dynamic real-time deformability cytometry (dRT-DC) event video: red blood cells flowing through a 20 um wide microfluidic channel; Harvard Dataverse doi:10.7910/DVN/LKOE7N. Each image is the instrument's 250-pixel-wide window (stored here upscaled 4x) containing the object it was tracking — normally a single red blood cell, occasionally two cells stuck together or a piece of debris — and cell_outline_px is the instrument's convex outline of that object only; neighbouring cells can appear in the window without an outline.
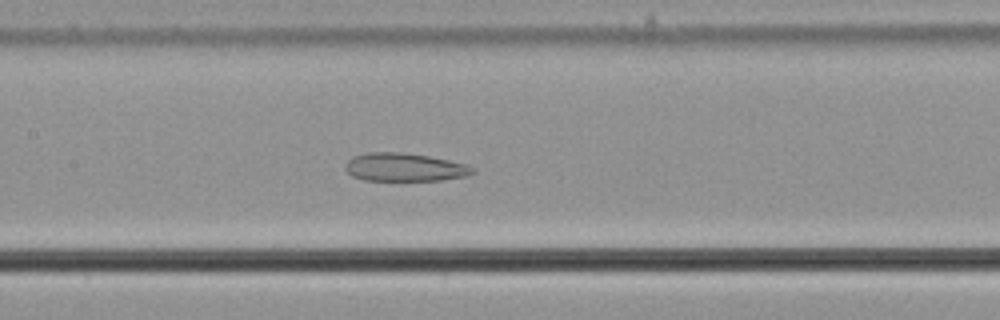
{"species": "common noctule bat (a hibernating species)", "species_latin": "Nyctalus noctula", "temperature_condition": "cold", "stored_images_in_passage": 57, "camera_frame_rate_fps": 3000, "um_per_image_px": 0.085, "animal": {"sex": "male", "body_mass_g": 21.5, "forearm_length_mm": 52.0}, "frame": {"image": 1, "passage_image": 28, "time_ms": 9.0, "image_size_px": [1000, 320], "cell_outline_px": [[476, 172], [468, 176], [440, 180], [364, 180], [352, 176], [344, 168], [348, 160], [352, 156], [368, 152], [400, 152], [428, 156], [468, 164], [476, 168]], "centroid_in_image_um": [34.42, 14.21], "position_along_channel_um": 173.0, "area_um2": 21.04}}
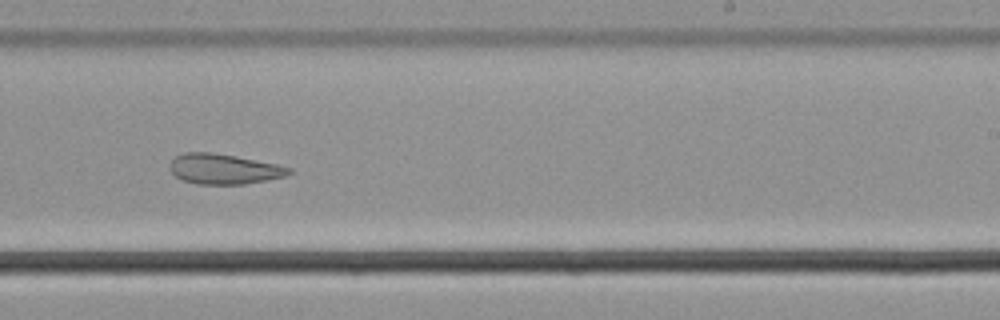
{"frame": {"image": 2, "passage_image": 36, "time_ms": 11.667, "image_size_px": [1000, 320], "cell_outline_px": [[292, 172], [284, 176], [268, 180], [244, 184], [196, 184], [184, 180], [176, 176], [172, 172], [172, 160], [176, 156], [184, 152], [212, 152], [236, 156], [276, 164], [292, 168]], "centroid_in_image_um": [19.06, 14.36], "position_along_channel_um": 269.9, "area_um2": 20.75}}
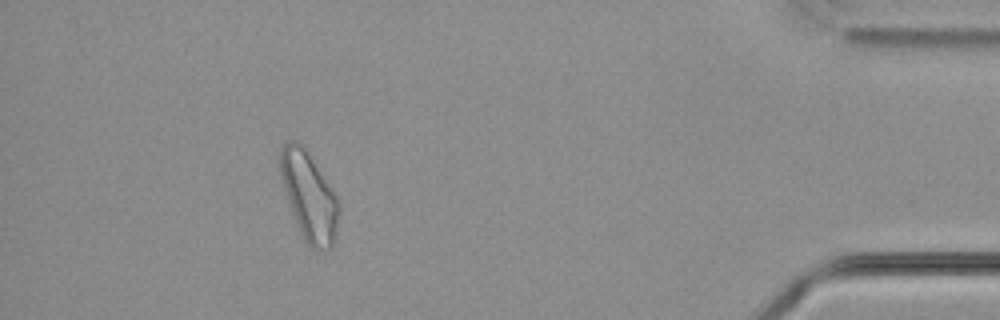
{"frame": {"image": 3, "passage_image": 52, "time_ms": 17.0, "image_size_px": [1000, 320], "cell_outline_px": [[340, 212], [336, 232], [332, 248], [312, 248], [304, 240], [296, 224], [288, 200], [280, 172], [280, 148], [288, 140], [292, 140], [300, 144], [304, 148], [324, 176], [336, 196], [340, 204]], "centroid_in_image_um": [26.28, 16.7], "position_along_channel_um": 408.9, "area_um2": 29.59}, "authors_computed_cell_mechanics": {"area_um2": 28.5532, "velocity_mm_per_s": 3.6426, "shape_relaxation_time_tau1_ms": null, "shape_relaxation_time_tau2_ms": 3.1022, "deformation_change_tau1": null, "deformation_change_tau2": 0.1078}}